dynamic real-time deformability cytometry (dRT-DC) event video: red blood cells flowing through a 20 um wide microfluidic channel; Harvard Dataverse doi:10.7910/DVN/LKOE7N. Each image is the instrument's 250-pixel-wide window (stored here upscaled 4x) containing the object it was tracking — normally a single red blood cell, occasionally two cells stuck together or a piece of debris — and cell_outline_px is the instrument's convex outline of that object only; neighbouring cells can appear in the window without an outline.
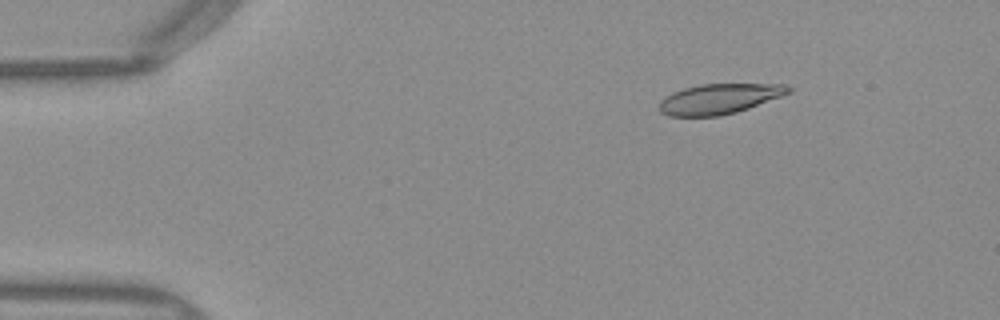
{"species": "Egyptian fruit bat (a non-hibernating species)", "species_latin": "Rousettus aegyptiacus", "temperature_condition": "warm", "stored_images_in_passage": 50, "camera_frame_rate_fps": 3000, "um_per_image_px": 0.085, "frame": {"image": 1, "passage_image": 7, "time_ms": 2.0, "image_size_px": [1000, 320], "cell_outline_px": [[792, 92], [748, 108], [736, 112], [720, 116], [668, 116], [660, 112], [660, 100], [664, 96], [672, 92], [684, 88], [700, 84], [784, 84], [792, 88]], "centroid_in_image_um": [61.12, 8.4], "position_along_channel_um": 23.9, "area_um2": 22.72}}
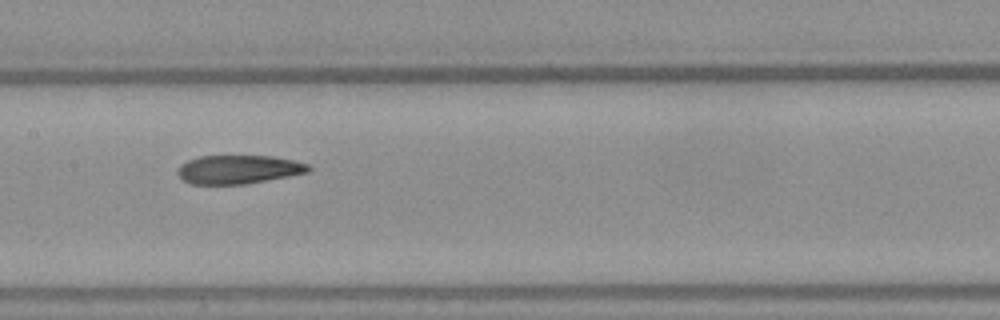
{"frame": {"image": 2, "passage_image": 25, "time_ms": 8.0, "image_size_px": [1000, 320], "cell_outline_px": [[312, 168], [308, 172], [288, 176], [244, 184], [192, 184], [184, 180], [176, 172], [180, 164], [188, 160], [200, 156], [272, 156], [292, 160], [308, 164]], "centroid_in_image_um": [20.25, 14.4], "position_along_channel_um": 187.1, "area_um2": 21.68}}
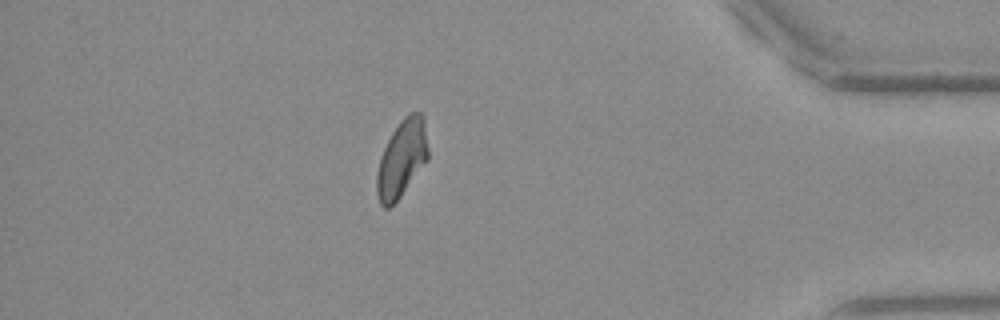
{"frame": {"image": 3, "passage_image": 44, "time_ms": 14.333, "image_size_px": [1000, 320], "cell_outline_px": [[428, 160], [400, 196], [388, 208], [384, 208], [380, 204], [376, 192], [376, 176], [380, 156], [392, 132], [400, 120], [408, 112], [420, 112], [424, 116], [428, 148]], "centroid_in_image_um": [34.15, 13.45], "position_along_channel_um": 401.0, "area_um2": 23.12}, "authors_computed_cell_mechanics": {"area_um2": 23.0622, "velocity_mm_per_s": 3.9937, "shape_relaxation_time_tau1_ms": null, "shape_relaxation_time_tau2_ms": 2.1295, "deformation_change_tau1": null, "deformation_change_tau2": 0.0687}}